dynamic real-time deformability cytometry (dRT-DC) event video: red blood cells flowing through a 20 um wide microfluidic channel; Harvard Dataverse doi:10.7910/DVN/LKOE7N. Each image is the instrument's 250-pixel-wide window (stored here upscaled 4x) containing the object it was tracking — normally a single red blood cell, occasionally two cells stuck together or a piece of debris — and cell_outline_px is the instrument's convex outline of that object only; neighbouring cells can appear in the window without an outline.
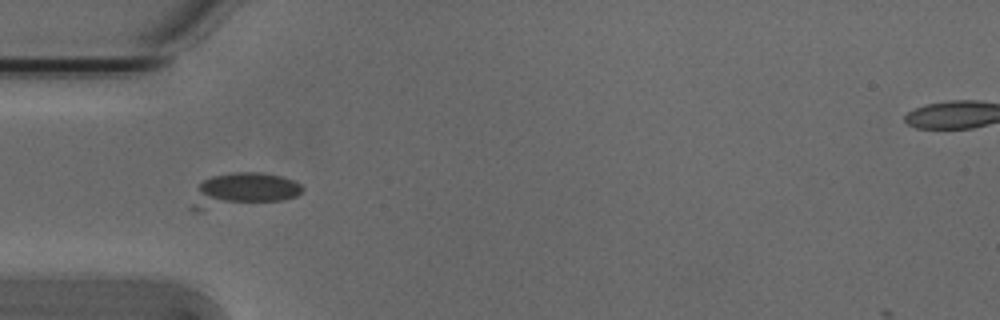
{"species": "Egyptian fruit bat (a non-hibernating species)", "species_latin": "Rousettus aegyptiacus", "temperature_condition": "cold", "stored_images_in_passage": 45, "camera_frame_rate_fps": 3000, "um_per_image_px": 0.085, "animal": {"sex": "male"}, "frame": {"image": 1, "passage_image": 8, "time_ms": 2.333, "image_size_px": [1000, 320], "cell_outline_px": [[304, 188], [296, 196], [284, 200], [204, 212], [192, 212], [188, 208], [200, 184], [204, 180], [212, 176], [232, 172], [264, 172], [280, 176], [292, 180], [300, 184]], "centroid_in_image_um": [20.58, 16.22], "position_along_channel_um": 64.4, "area_um2": 22.89}}
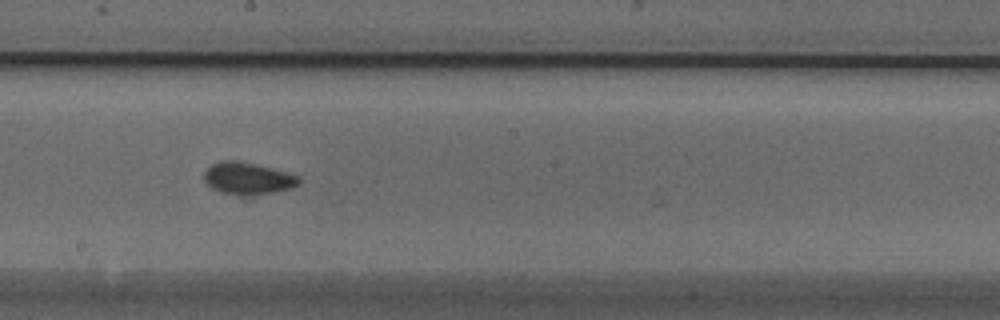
{"frame": {"image": 2, "passage_image": 21, "time_ms": 6.667, "image_size_px": [1000, 320], "cell_outline_px": [[300, 184], [292, 188], [252, 200], [248, 200], [212, 188], [204, 180], [204, 172], [212, 164], [220, 160], [240, 160], [272, 168], [300, 176]], "centroid_in_image_um": [21.12, 15.23], "position_along_channel_um": 227.1, "area_um2": 18.79}}
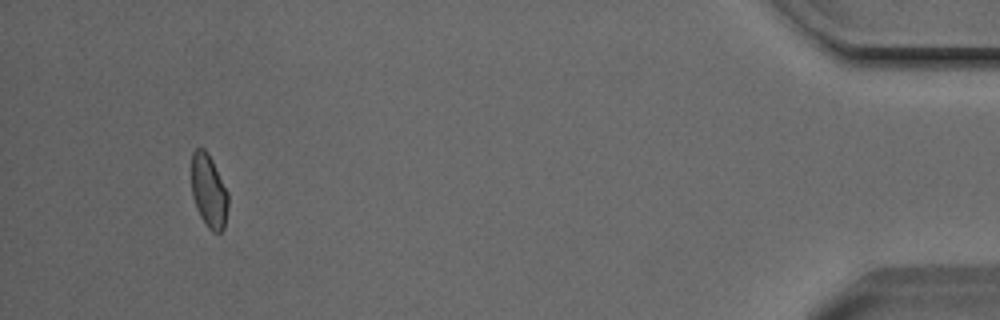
{"frame": {"image": 3, "passage_image": 42, "time_ms": 13.667, "image_size_px": [1000, 320], "cell_outline_px": [[228, 204], [224, 228], [220, 232], [212, 232], [208, 228], [200, 216], [196, 208], [192, 196], [192, 152], [196, 148], [204, 148], [208, 152], [228, 192]], "centroid_in_image_um": [17.74, 16.24], "position_along_channel_um": 417.5, "area_um2": 15.66}, "authors_computed_cell_mechanics": {"area_um2": 18.2648, "velocity_mm_per_s": 3.7877, "shape_relaxation_time_tau1_ms": 1.2095, "shape_relaxation_time_tau2_ms": 5.0392, "deformation_change_tau1": 0.0672, "deformation_change_tau2": null}}